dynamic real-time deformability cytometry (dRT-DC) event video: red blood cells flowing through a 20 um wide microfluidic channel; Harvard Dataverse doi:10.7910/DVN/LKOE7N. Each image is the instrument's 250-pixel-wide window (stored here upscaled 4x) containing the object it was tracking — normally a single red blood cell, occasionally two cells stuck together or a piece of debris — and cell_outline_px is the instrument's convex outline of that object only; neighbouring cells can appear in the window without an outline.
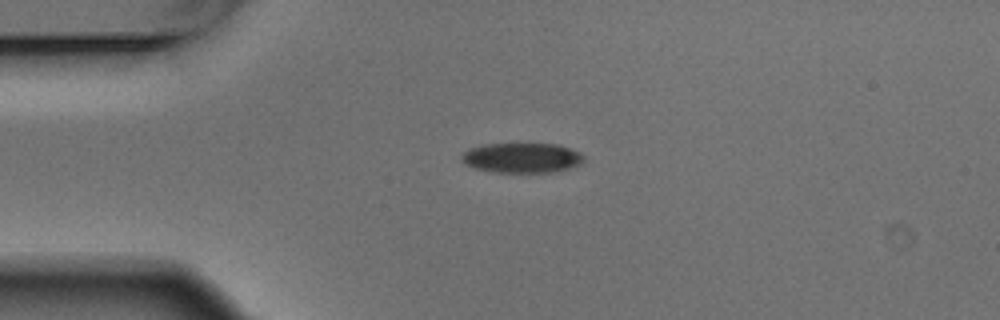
{"species": "Egyptian fruit bat (a non-hibernating species)", "species_latin": "Rousettus aegyptiacus", "temperature_condition": "warm", "stored_images_in_passage": 5, "camera_frame_rate_fps": 3000, "um_per_image_px": 0.085, "animal": {"sex": "male"}, "frame": {"image": 1, "passage_image": 1, "time_ms": 0.0, "image_size_px": [1000, 320], "cell_outline_px": [[584, 160], [580, 164], [572, 168], [556, 172], [496, 172], [476, 168], [464, 164], [460, 160], [460, 156], [468, 148], [484, 144], [556, 144], [580, 152], [584, 156]], "centroid_in_image_um": [44.35, 13.42], "position_along_channel_um": 40.6, "area_um2": 21.44}}
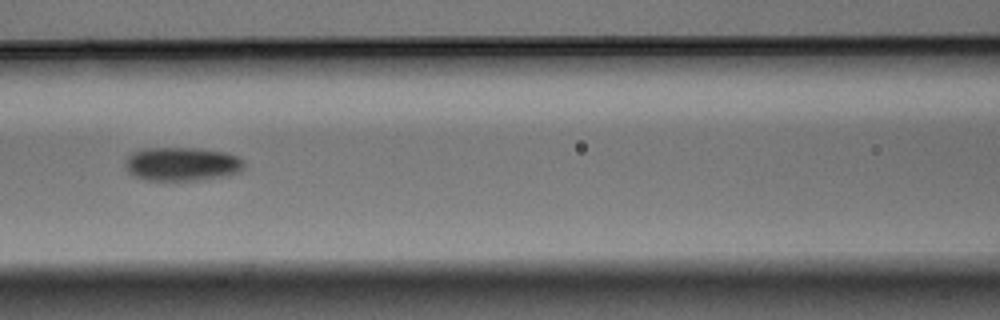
{"frame": {"image": 2, "passage_image": 4, "time_ms": 1.0, "image_size_px": [1000, 320], "cell_outline_px": [[244, 168], [240, 172], [228, 176], [196, 180], [144, 180], [128, 172], [124, 168], [124, 160], [132, 152], [144, 148], [200, 148], [228, 152], [244, 160]], "centroid_in_image_um": [15.47, 13.94], "position_along_channel_um": 151.1, "area_um2": 23.76}}
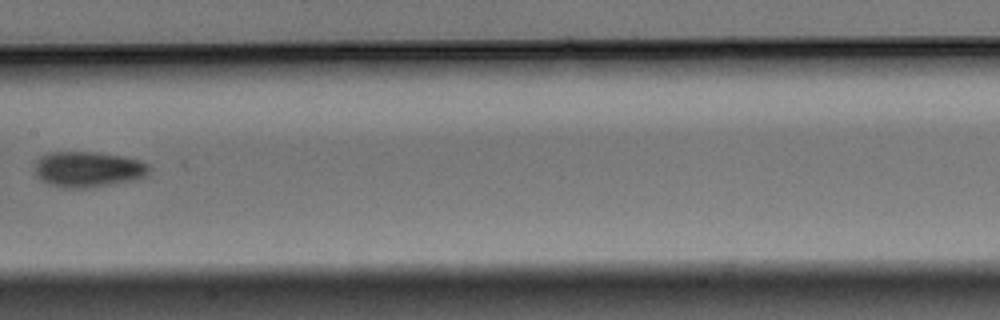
{"frame": {"image": 3, "passage_image": 5, "time_ms": 1.333, "image_size_px": [1000, 320], "cell_outline_px": [[152, 168], [148, 176], [132, 180], [88, 188], [64, 188], [48, 184], [40, 180], [36, 176], [36, 160], [52, 152], [100, 152], [124, 156], [140, 160], [148, 164]], "centroid_in_image_um": [7.53, 14.39], "position_along_channel_um": 199.9, "area_um2": 23.93}}